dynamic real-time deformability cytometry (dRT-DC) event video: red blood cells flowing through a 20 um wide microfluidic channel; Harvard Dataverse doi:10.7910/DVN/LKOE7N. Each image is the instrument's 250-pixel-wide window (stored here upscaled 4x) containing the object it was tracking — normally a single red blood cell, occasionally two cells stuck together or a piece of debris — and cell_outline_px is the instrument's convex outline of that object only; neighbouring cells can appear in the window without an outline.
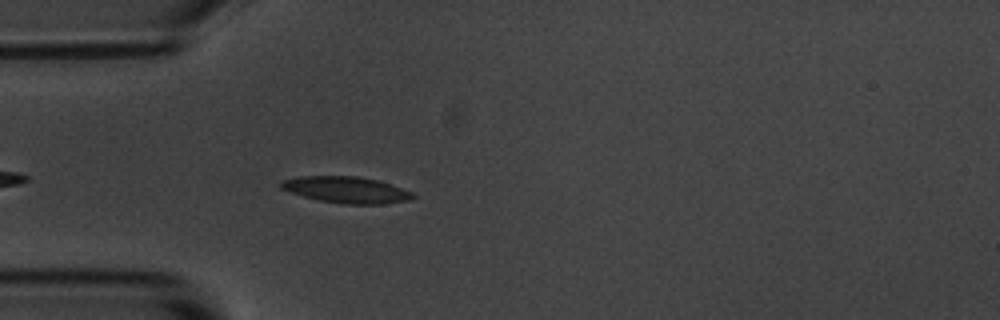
{"species": "common noctule bat (a hibernating species)", "species_latin": "Nyctalus noctula", "temperature_condition": "room temperature", "stored_images_in_passage": 12, "camera_frame_rate_fps": 3000, "um_per_image_px": 0.085, "animal": {"sex": "male", "body_mass_g": 20.1, "forearm_length_mm": 53.5}, "frame": {"image": 1, "passage_image": 4, "time_ms": 1.0, "image_size_px": [1000, 320], "cell_outline_px": [[416, 196], [408, 200], [384, 204], [344, 204], [320, 200], [304, 196], [280, 188], [280, 184], [284, 180], [300, 176], [356, 176], [376, 180], [412, 192]], "centroid_in_image_um": [29.44, 16.14], "position_along_channel_um": 55.6, "area_um2": 19.88}}
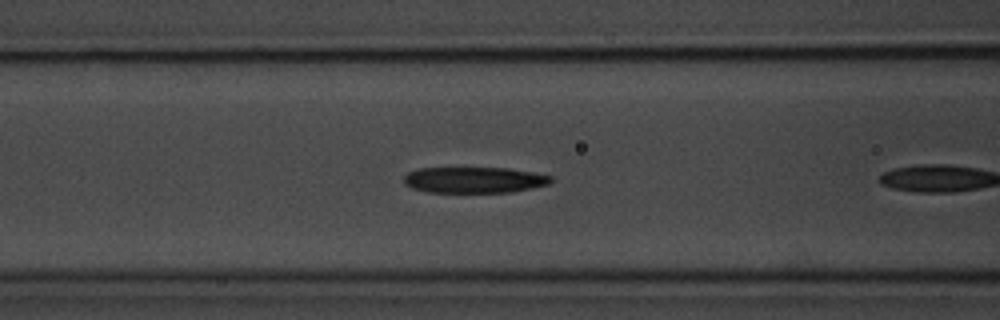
{"frame": {"image": 2, "passage_image": 7, "time_ms": 2.0, "image_size_px": [1000, 320], "cell_outline_px": [[552, 180], [548, 184], [532, 188], [512, 192], [424, 192], [412, 188], [404, 184], [404, 176], [408, 172], [420, 168], [508, 168], [532, 172], [552, 176]], "centroid_in_image_um": [40.28, 15.29], "position_along_channel_um": 126.3, "area_um2": 22.31}}
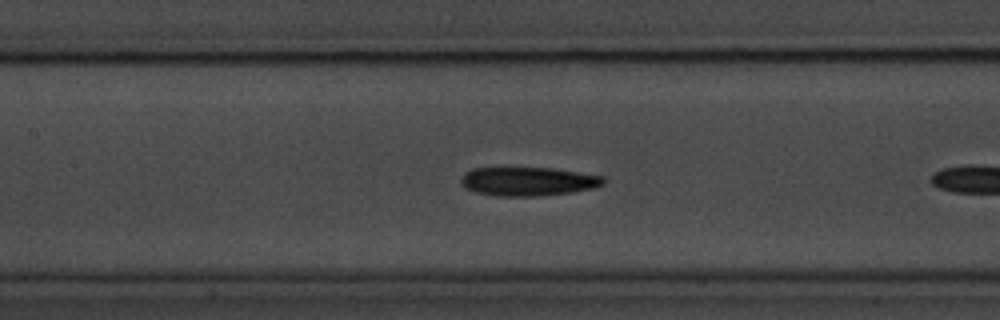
{"frame": {"image": 3, "passage_image": 10, "time_ms": 3.0, "image_size_px": [1000, 320], "cell_outline_px": [[604, 184], [592, 188], [572, 192], [536, 196], [496, 196], [476, 192], [460, 184], [460, 180], [464, 172], [472, 168], [552, 168], [604, 176]], "centroid_in_image_um": [44.86, 15.41], "position_along_channel_um": 162.5, "area_um2": 23.81}}